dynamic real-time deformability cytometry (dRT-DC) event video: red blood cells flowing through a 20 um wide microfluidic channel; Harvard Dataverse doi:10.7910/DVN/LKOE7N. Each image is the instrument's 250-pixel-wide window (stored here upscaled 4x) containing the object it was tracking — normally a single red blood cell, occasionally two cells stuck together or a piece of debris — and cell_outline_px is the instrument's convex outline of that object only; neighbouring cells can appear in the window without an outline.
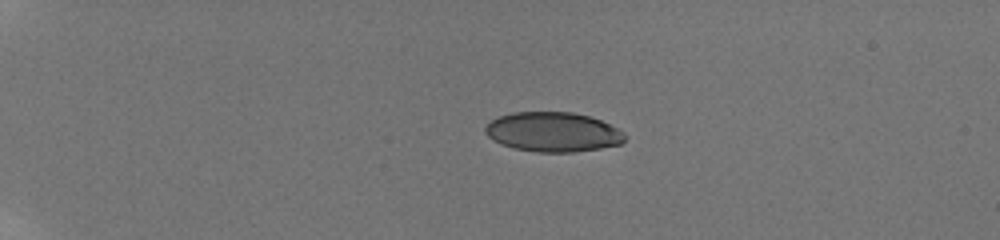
{"species": "human", "species_latin": "Homo sapiens", "temperature_condition": "room temperature", "stored_images_in_passage": 43, "camera_frame_rate_fps": 3000, "um_per_image_px": 0.085, "donor": {"sex": "male"}, "frame": {"image": 1, "passage_image": 1, "time_ms": 0.0, "image_size_px": [1000, 240], "cell_outline_px": [[624, 140], [620, 144], [600, 148], [572, 152], [536, 152], [512, 148], [500, 144], [492, 140], [484, 132], [484, 128], [496, 116], [512, 112], [572, 112], [588, 116], [600, 120], [624, 132]], "centroid_in_image_um": [46.94, 11.22], "position_along_channel_um": 38.1, "area_um2": 32.25}}
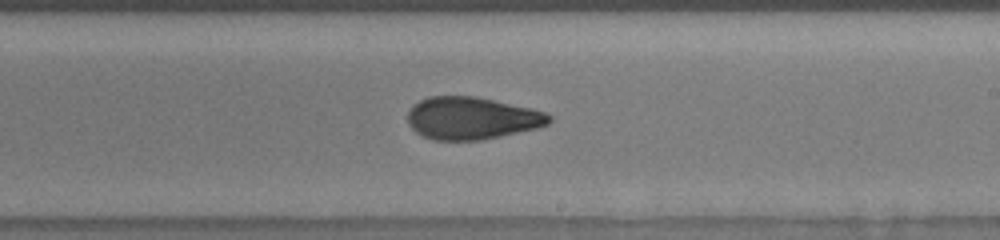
{"frame": {"image": 2, "passage_image": 24, "time_ms": 7.667, "image_size_px": [1000, 240], "cell_outline_px": [[552, 120], [548, 124], [536, 128], [500, 136], [480, 140], [432, 140], [416, 132], [408, 124], [408, 112], [412, 104], [428, 96], [476, 96], [532, 108], [544, 112], [552, 116]], "centroid_in_image_um": [40.08, 10.04], "position_along_channel_um": 248.9, "area_um2": 35.03}}
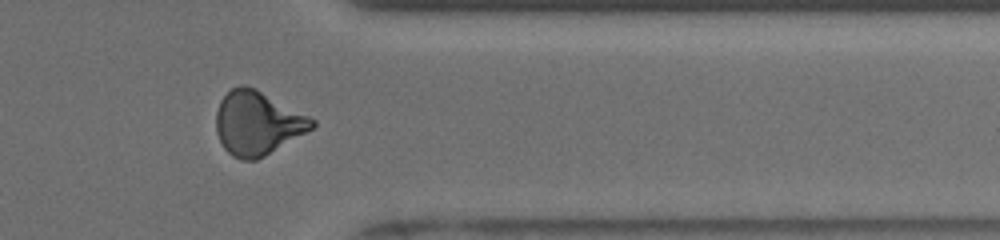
{"frame": {"image": 3, "passage_image": 35, "time_ms": 11.333, "image_size_px": [1000, 240], "cell_outline_px": [[316, 124], [312, 128], [264, 156], [256, 160], [240, 160], [232, 156], [224, 148], [216, 132], [216, 112], [220, 100], [232, 88], [240, 84], [244, 84], [256, 88], [316, 120]], "centroid_in_image_um": [21.85, 10.45], "position_along_channel_um": 389.6, "area_um2": 35.37}, "authors_computed_cell_mechanics": {"area_um2": 34.4488, "velocity_mm_per_s": 3.9039, "shape_relaxation_time_tau1_ms": null, "shape_relaxation_time_tau2_ms": 1.3328, "deformation_change_tau1": null, "deformation_change_tau2": 0.0763}}